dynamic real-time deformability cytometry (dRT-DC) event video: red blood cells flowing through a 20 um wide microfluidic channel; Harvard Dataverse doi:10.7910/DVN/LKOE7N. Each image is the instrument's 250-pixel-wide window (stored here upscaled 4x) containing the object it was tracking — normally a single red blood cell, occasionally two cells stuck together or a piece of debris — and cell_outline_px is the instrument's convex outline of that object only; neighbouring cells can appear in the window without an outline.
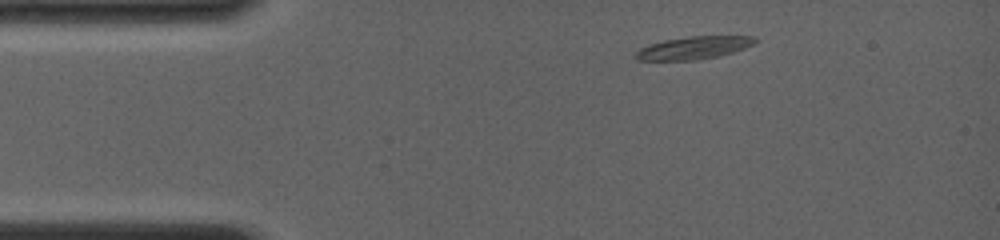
{"species": "common noctule bat (a hibernating species)", "species_latin": "Nyctalus noctula", "temperature_condition": "room temperature", "stored_images_in_passage": 15, "camera_frame_rate_fps": 4000, "um_per_image_px": 0.085, "animal": {"sex": "female", "body_mass_g": 19.0, "forearm_length_mm": 56.7}, "frame": {"image": 1, "passage_image": 2, "time_ms": 0.5, "image_size_px": [1000, 240], "cell_outline_px": [[760, 40], [756, 44], [720, 56], [696, 60], [636, 60], [636, 52], [640, 48], [648, 44], [664, 40], [692, 36], [756, 36]], "centroid_in_image_um": [59.02, 4.05], "position_along_channel_um": 26.0, "area_um2": 15.9}}
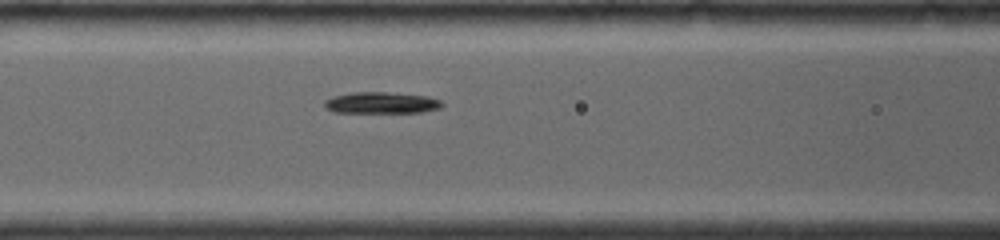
{"frame": {"image": 2, "passage_image": 9, "time_ms": 4.5, "image_size_px": [1000, 240], "cell_outline_px": [[444, 104], [440, 108], [424, 112], [336, 112], [324, 108], [324, 100], [332, 96], [352, 92], [388, 92], [428, 96], [440, 100]], "centroid_in_image_um": [32.41, 8.73], "position_along_channel_um": 134.2, "area_um2": 14.74}}
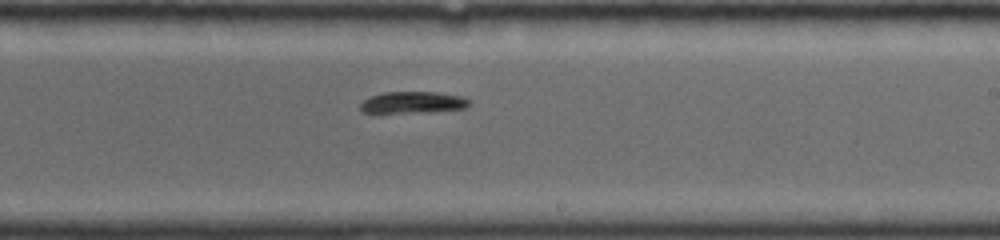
{"frame": {"image": 3, "passage_image": 15, "time_ms": 7.5, "image_size_px": [1000, 240], "cell_outline_px": [[472, 104], [464, 108], [436, 112], [360, 112], [360, 104], [364, 100], [372, 96], [384, 92], [440, 92], [464, 96]], "centroid_in_image_um": [35.16, 8.7], "position_along_channel_um": 253.8, "area_um2": 13.81}}